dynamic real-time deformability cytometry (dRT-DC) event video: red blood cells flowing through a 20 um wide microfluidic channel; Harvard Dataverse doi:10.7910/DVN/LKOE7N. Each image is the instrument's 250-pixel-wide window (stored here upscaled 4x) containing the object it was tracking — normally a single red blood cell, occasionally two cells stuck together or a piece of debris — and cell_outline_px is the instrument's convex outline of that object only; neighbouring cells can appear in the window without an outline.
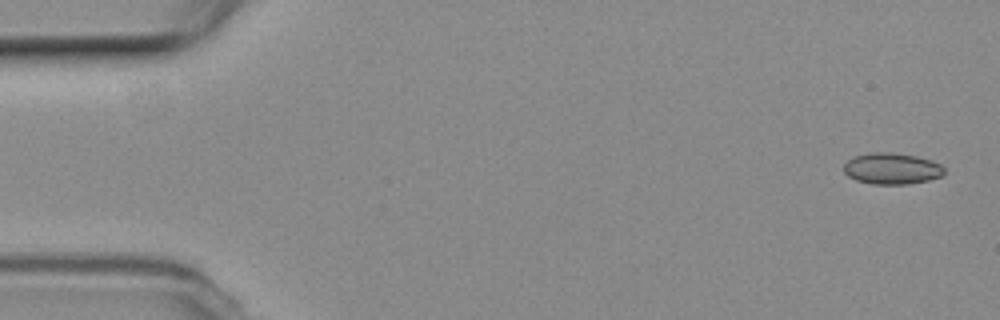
{"species": "common noctule bat (a hibernating species)", "species_latin": "Nyctalus noctula", "temperature_condition": "room temperature", "stored_images_in_passage": 7, "camera_frame_rate_fps": 3000, "um_per_image_px": 0.085, "animal": {"sex": "female", "body_mass_g": 19.3, "forearm_length_mm": 54.1}, "frame": {"image": 1, "passage_image": 1, "time_ms": 0.0, "image_size_px": [1000, 320], "cell_outline_px": [[944, 172], [940, 176], [928, 180], [908, 184], [872, 184], [856, 180], [848, 176], [844, 172], [844, 164], [848, 160], [856, 156], [868, 152], [892, 152], [916, 156], [932, 160], [940, 164], [944, 168]], "centroid_in_image_um": [75.79, 14.32], "position_along_channel_um": 9.2, "area_um2": 18.32}}